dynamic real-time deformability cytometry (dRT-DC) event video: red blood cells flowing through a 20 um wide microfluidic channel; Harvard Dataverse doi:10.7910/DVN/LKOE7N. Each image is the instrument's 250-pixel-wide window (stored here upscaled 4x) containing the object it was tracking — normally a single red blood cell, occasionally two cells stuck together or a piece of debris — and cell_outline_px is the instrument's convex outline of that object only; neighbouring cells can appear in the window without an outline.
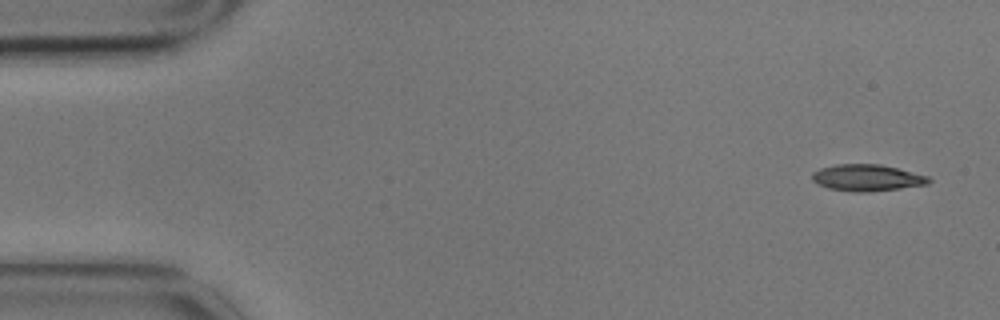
{"species": "common noctule bat (a hibernating species)", "species_latin": "Nyctalus noctula", "temperature_condition": "cold", "stored_images_in_passage": 9, "camera_frame_rate_fps": 3000, "um_per_image_px": 0.085, "animal": {"sex": "male", "body_mass_g": 17.9}, "frame": {"image": 1, "passage_image": 1, "time_ms": 0.0, "image_size_px": [1000, 320], "cell_outline_px": [[932, 180], [928, 184], [900, 188], [868, 192], [852, 192], [828, 188], [816, 184], [812, 180], [812, 172], [820, 168], [836, 164], [880, 164], [928, 176]], "centroid_in_image_um": [73.66, 15.11], "position_along_channel_um": 11.3, "area_um2": 18.09}}
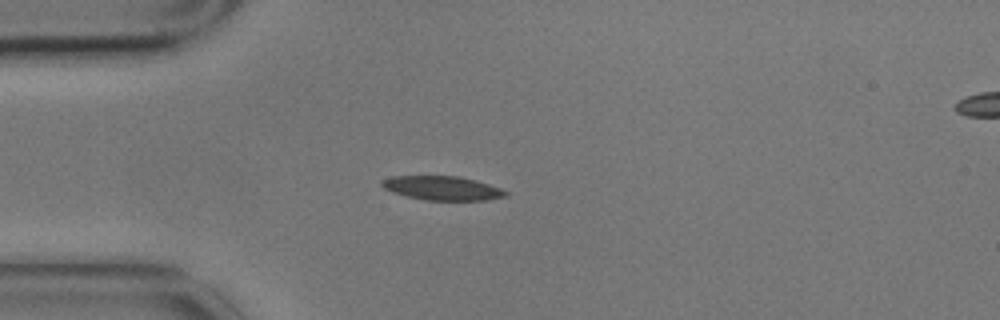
{"frame": {"image": 2, "passage_image": 2, "time_ms": 0.333, "image_size_px": [1000, 320], "cell_outline_px": [[508, 196], [488, 200], [424, 200], [392, 192], [384, 188], [380, 184], [380, 180], [392, 176], [456, 176], [476, 180], [500, 188], [508, 192]], "centroid_in_image_um": [37.59, 15.99], "position_along_channel_um": 47.4, "area_um2": 17.34}}